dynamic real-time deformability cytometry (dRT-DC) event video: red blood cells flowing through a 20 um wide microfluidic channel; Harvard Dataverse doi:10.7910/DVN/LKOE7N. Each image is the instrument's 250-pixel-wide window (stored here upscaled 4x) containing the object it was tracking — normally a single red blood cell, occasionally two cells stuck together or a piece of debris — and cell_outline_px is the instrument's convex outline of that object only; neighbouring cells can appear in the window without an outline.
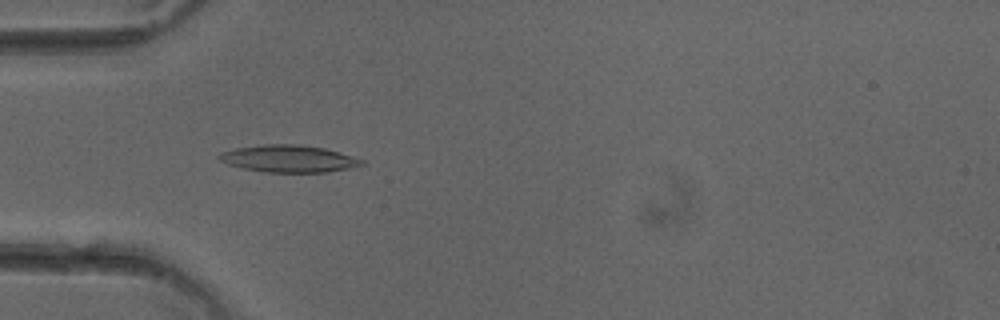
{"species": "common noctule bat (a hibernating species)", "species_latin": "Nyctalus noctula", "temperature_condition": "cold", "stored_images_in_passage": 51, "camera_frame_rate_fps": 3000, "um_per_image_px": 0.085, "animal": {"sex": "female"}, "frame": {"image": 1, "passage_image": 16, "time_ms": 5.0, "image_size_px": [1000, 320], "cell_outline_px": [[368, 164], [328, 172], [264, 172], [244, 168], [228, 164], [220, 160], [216, 156], [220, 152], [236, 148], [260, 144], [300, 144], [324, 148], [340, 152], [364, 160]], "centroid_in_image_um": [24.55, 13.48], "position_along_channel_um": 60.4, "area_um2": 22.66}}
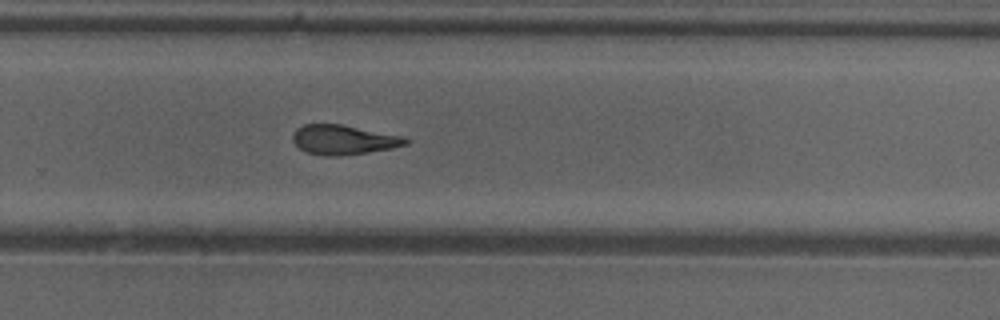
{"frame": {"image": 2, "passage_image": 34, "time_ms": 11.0, "image_size_px": [1000, 320], "cell_outline_px": [[408, 144], [392, 148], [340, 156], [324, 156], [304, 152], [292, 140], [292, 136], [296, 128], [304, 124], [340, 124], [404, 136], [408, 140]], "centroid_in_image_um": [29.17, 11.88], "position_along_channel_um": 300.6, "area_um2": 19.48}}
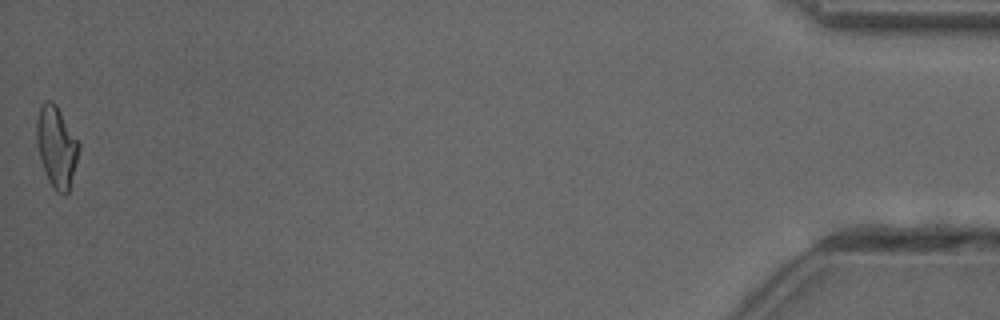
{"frame": {"image": 3, "passage_image": 51, "time_ms": 16.667, "image_size_px": [1000, 320], "cell_outline_px": [[80, 148], [68, 192], [64, 196], [56, 192], [48, 180], [40, 160], [36, 140], [36, 120], [40, 108], [44, 100], [52, 100], [56, 104], [80, 144]], "centroid_in_image_um": [4.79, 12.47], "position_along_channel_um": 430.4, "area_um2": 19.94}, "authors_computed_cell_mechanics": {"area_um2": 20.23, "velocity_mm_per_s": 4.0492, "shape_relaxation_time_tau1_ms": 5.4228, "shape_relaxation_time_tau2_ms": 3.453, "deformation_change_tau1": 0.1715, "deformation_change_tau2": 0.1334}}